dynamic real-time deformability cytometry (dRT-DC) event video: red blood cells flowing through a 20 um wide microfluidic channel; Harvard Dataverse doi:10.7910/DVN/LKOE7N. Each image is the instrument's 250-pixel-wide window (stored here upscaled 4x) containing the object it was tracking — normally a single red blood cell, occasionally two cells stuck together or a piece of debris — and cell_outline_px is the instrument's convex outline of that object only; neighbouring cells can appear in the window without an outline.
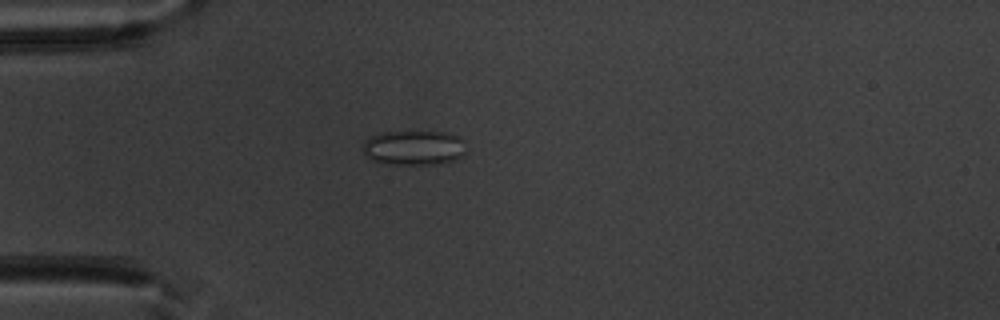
{"species": "common noctule bat (a hibernating species)", "species_latin": "Nyctalus noctula", "temperature_condition": "warm", "stored_images_in_passage": 52, "camera_frame_rate_fps": 3000, "um_per_image_px": 0.085, "animal": {"sex": "male", "body_mass_g": 20.1, "forearm_length_mm": 53.5}, "frame": {"image": 1, "passage_image": 15, "time_ms": 4.667, "image_size_px": [1000, 320], "cell_outline_px": [[464, 152], [460, 156], [452, 160], [440, 164], [392, 164], [372, 160], [364, 152], [364, 140], [380, 132], [452, 132], [460, 136]], "centroid_in_image_um": [35.17, 12.54], "position_along_channel_um": 49.8, "area_um2": 20.63}}
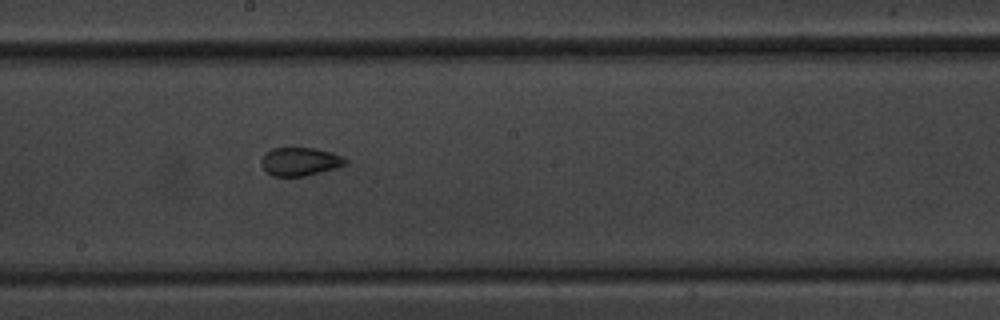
{"frame": {"image": 2, "passage_image": 29, "time_ms": 9.333, "image_size_px": [1000, 320], "cell_outline_px": [[348, 160], [344, 164], [336, 168], [304, 176], [272, 176], [260, 164], [260, 160], [264, 152], [272, 148], [312, 148], [332, 152], [344, 156]], "centroid_in_image_um": [25.48, 13.72], "position_along_channel_um": 222.7, "area_um2": 13.93}}
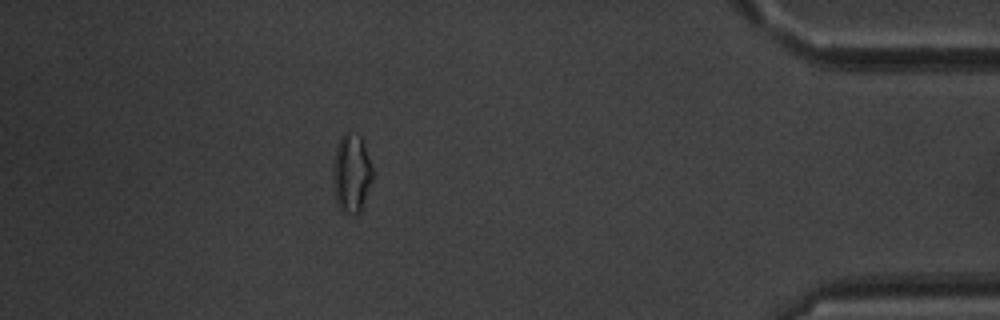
{"frame": {"image": 3, "passage_image": 46, "time_ms": 15.0, "image_size_px": [1000, 320], "cell_outline_px": [[372, 180], [364, 204], [360, 212], [356, 216], [340, 212], [336, 204], [332, 180], [336, 148], [340, 136], [344, 132], [348, 132], [360, 136], [364, 140], [372, 168]], "centroid_in_image_um": [29.87, 14.78], "position_along_channel_um": 405.3, "area_um2": 18.55}, "authors_computed_cell_mechanics": {"area_um2": 16.6464, "velocity_mm_per_s": 3.984, "shape_relaxation_time_tau1_ms": null, "shape_relaxation_time_tau2_ms": 1.5941, "deformation_change_tau1": null, "deformation_change_tau2": 0.0743}}